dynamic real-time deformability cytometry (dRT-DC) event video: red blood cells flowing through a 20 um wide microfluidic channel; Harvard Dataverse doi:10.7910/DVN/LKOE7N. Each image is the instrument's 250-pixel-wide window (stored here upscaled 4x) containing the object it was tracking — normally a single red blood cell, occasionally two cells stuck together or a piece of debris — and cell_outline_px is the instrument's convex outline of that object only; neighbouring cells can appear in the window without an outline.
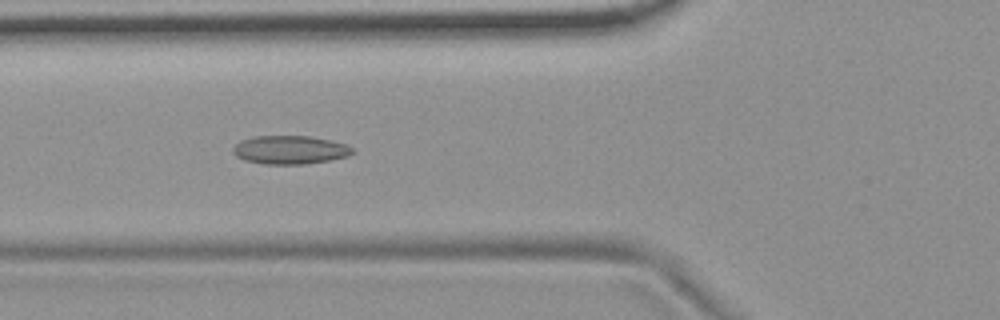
{"species": "common noctule bat (a hibernating species)", "species_latin": "Nyctalus noctula", "temperature_condition": "room temperature", "stored_images_in_passage": 9, "camera_frame_rate_fps": 3000, "um_per_image_px": 0.085, "animal": {"sex": "female", "body_mass_g": 19.9}, "frame": {"image": 1, "passage_image": 6, "time_ms": 1.667, "image_size_px": [1000, 320], "cell_outline_px": [[356, 152], [348, 156], [328, 160], [304, 164], [264, 164], [244, 160], [236, 156], [232, 152], [232, 148], [240, 140], [252, 136], [308, 136], [348, 144]], "centroid_in_image_um": [24.63, 12.73], "position_along_channel_um": 101.2, "area_um2": 19.88}}
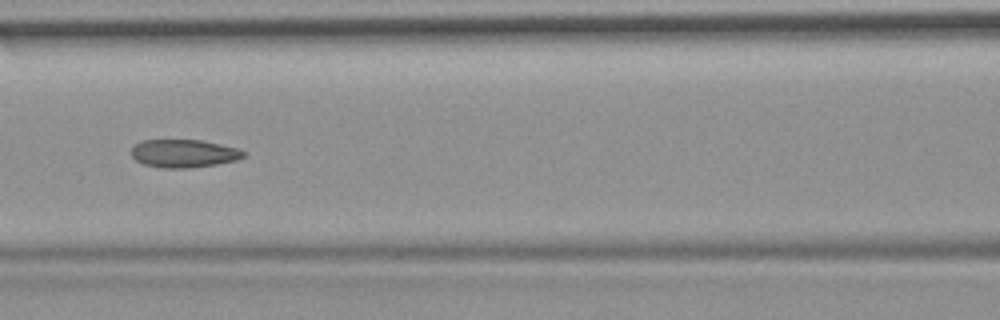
{"frame": {"image": 2, "passage_image": 7, "time_ms": 2.0, "image_size_px": [1000, 320], "cell_outline_px": [[248, 152], [244, 156], [236, 160], [216, 164], [188, 168], [160, 168], [144, 164], [136, 160], [132, 156], [132, 148], [136, 144], [144, 140], [200, 140], [240, 148]], "centroid_in_image_um": [15.66, 13.04], "position_along_channel_um": 150.9, "area_um2": 18.32}}